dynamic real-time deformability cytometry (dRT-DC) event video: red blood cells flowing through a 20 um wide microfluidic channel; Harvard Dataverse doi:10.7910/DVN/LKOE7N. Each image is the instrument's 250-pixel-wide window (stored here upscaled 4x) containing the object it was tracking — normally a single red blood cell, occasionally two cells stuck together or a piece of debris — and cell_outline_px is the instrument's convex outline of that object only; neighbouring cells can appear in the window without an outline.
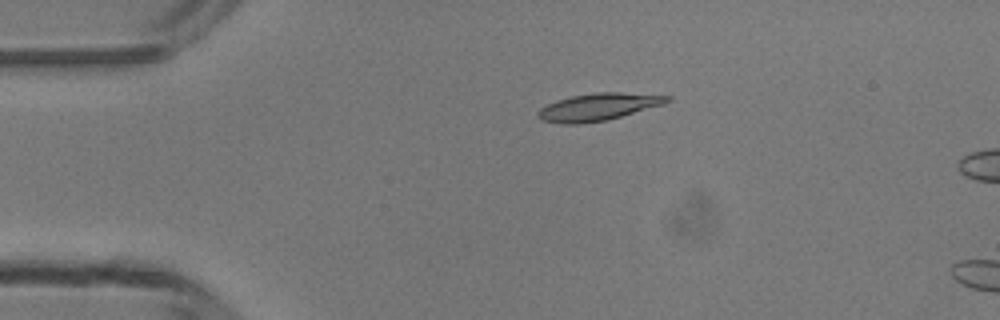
{"species": "common noctule bat (a hibernating species)", "species_latin": "Nyctalus noctula", "temperature_condition": "room temperature", "stored_images_in_passage": 4, "camera_frame_rate_fps": 3000, "um_per_image_px": 0.085, "animal": {"sex": "male", "body_mass_g": 13.3}, "frame": {"image": 1, "passage_image": 3, "time_ms": 3.0, "image_size_px": [1000, 320], "cell_outline_px": [[672, 100], [664, 104], [608, 120], [580, 124], [560, 124], [540, 120], [536, 116], [536, 112], [540, 108], [556, 100], [572, 96], [596, 92], [620, 92], [672, 96]], "centroid_in_image_um": [50.83, 9.1], "position_along_channel_um": 34.2, "area_um2": 20.75}}